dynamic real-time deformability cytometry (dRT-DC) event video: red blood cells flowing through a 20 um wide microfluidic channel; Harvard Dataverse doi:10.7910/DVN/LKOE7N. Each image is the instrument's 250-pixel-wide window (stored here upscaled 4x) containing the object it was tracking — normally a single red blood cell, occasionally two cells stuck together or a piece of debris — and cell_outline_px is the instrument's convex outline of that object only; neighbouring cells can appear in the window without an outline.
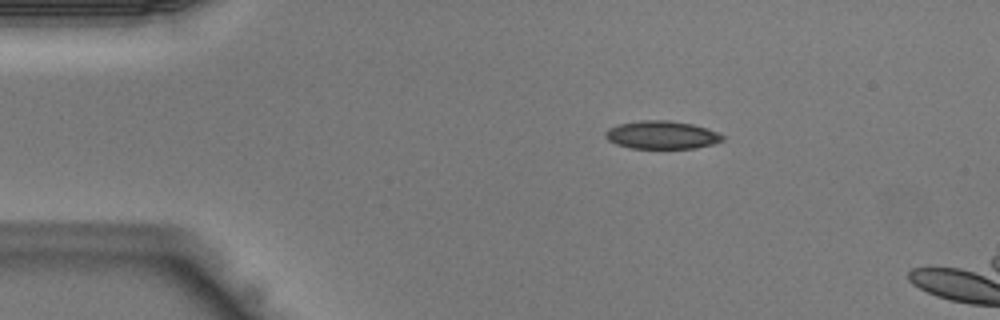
{"species": "Egyptian fruit bat (a non-hibernating species)", "species_latin": "Rousettus aegyptiacus", "temperature_condition": "warm", "stored_images_in_passage": 7, "camera_frame_rate_fps": 3000, "um_per_image_px": 0.085, "animal": {"sex": "male"}, "frame": {"image": 1, "passage_image": 1, "time_ms": 0.0, "image_size_px": [1000, 320], "cell_outline_px": [[724, 140], [712, 144], [696, 148], [628, 148], [616, 144], [608, 140], [604, 136], [604, 132], [608, 128], [616, 124], [640, 120], [668, 120], [692, 124], [708, 128], [720, 132], [724, 136]], "centroid_in_image_um": [56.24, 11.46], "position_along_channel_um": 28.8, "area_um2": 19.42}}